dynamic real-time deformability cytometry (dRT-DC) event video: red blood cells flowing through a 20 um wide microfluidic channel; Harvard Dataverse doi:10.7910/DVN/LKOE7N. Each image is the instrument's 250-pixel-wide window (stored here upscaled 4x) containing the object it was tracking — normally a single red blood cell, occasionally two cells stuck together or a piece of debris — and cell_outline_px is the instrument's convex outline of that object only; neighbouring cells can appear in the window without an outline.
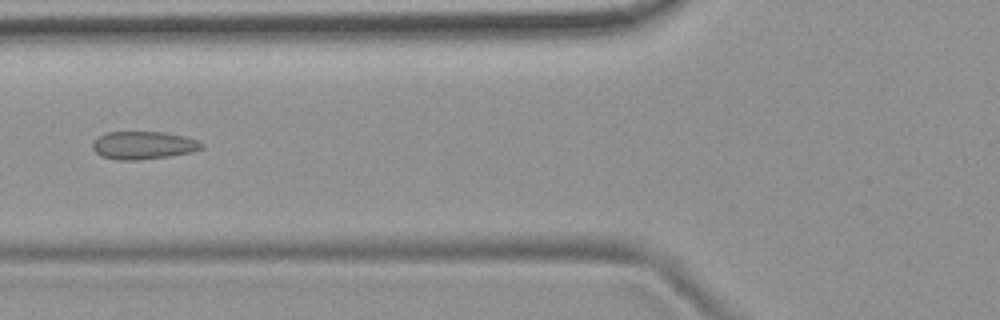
{"species": "common noctule bat (a hibernating species)", "species_latin": "Nyctalus noctula", "temperature_condition": "room temperature", "stored_images_in_passage": 6, "camera_frame_rate_fps": 3000, "um_per_image_px": 0.085, "animal": {"sex": "female", "body_mass_g": 19.9}, "frame": {"image": 1, "passage_image": 6, "time_ms": 5.667, "image_size_px": [1000, 320], "cell_outline_px": [[204, 144], [200, 148], [192, 152], [168, 156], [140, 160], [120, 160], [100, 156], [92, 148], [92, 144], [100, 136], [108, 132], [164, 132], [184, 136], [196, 140]], "centroid_in_image_um": [12.17, 12.35], "position_along_channel_um": 113.6, "area_um2": 17.51}}